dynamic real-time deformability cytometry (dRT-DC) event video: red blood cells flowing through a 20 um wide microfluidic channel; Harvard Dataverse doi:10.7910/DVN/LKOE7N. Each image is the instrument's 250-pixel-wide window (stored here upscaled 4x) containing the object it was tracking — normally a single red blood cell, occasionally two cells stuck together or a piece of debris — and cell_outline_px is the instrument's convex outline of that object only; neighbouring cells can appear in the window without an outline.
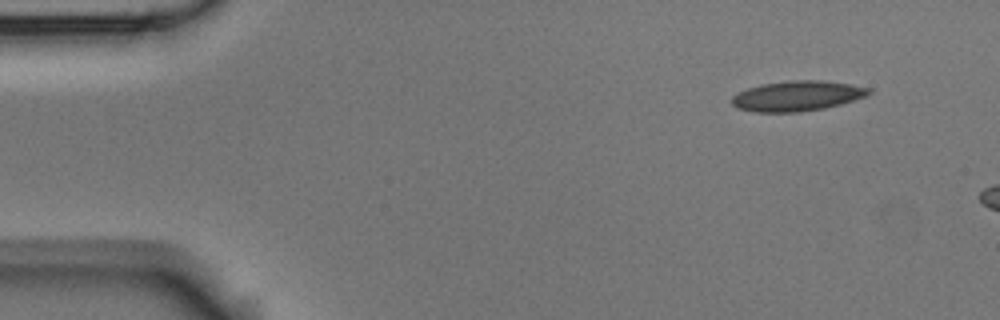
{"species": "Egyptian fruit bat (a non-hibernating species)", "species_latin": "Rousettus aegyptiacus", "temperature_condition": "room temperature", "stored_images_in_passage": 3, "camera_frame_rate_fps": 3000, "um_per_image_px": 0.085, "animal": {"sex": "male"}, "frame": {"image": 1, "passage_image": 1, "time_ms": 0.0, "image_size_px": [1000, 320], "cell_outline_px": [[872, 92], [868, 96], [840, 104], [824, 108], [800, 112], [756, 112], [736, 108], [728, 100], [732, 96], [748, 88], [760, 84], [788, 80], [824, 80], [852, 84], [872, 88]], "centroid_in_image_um": [67.77, 8.15], "position_along_channel_um": 17.2, "area_um2": 24.45}}